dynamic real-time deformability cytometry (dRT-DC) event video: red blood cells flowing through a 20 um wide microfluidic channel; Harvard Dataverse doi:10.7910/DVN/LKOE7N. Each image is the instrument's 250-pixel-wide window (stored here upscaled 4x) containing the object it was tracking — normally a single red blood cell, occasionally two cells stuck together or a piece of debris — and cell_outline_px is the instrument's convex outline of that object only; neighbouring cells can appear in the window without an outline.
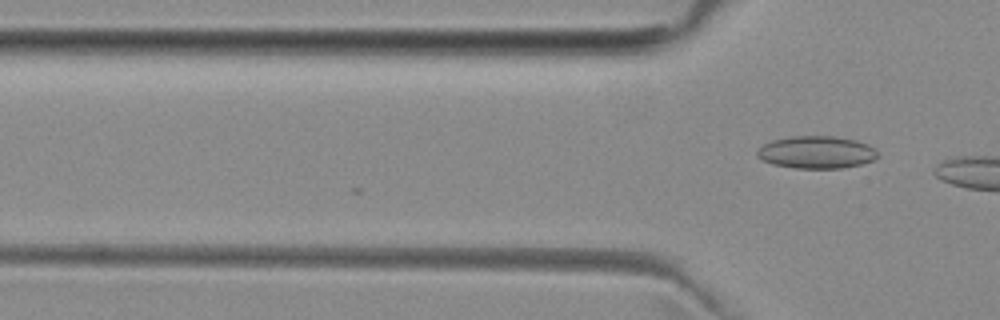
{"species": "common noctule bat (a hibernating species)", "species_latin": "Nyctalus noctula", "temperature_condition": "room temperature", "stored_images_in_passage": 3, "camera_frame_rate_fps": 3000, "um_per_image_px": 0.085, "animal": {"sex": "female", "body_mass_g": 29.2, "forearm_length_mm": 56.3}, "frame": {"image": 1, "passage_image": 3, "time_ms": 2.333, "image_size_px": [1000, 320], "cell_outline_px": [[876, 156], [872, 160], [860, 164], [840, 168], [796, 168], [772, 164], [760, 160], [756, 156], [756, 152], [764, 144], [772, 140], [792, 136], [836, 136], [856, 140], [868, 144], [876, 152]], "centroid_in_image_um": [69.34, 12.94], "position_along_channel_um": 56.5, "area_um2": 22.66}}